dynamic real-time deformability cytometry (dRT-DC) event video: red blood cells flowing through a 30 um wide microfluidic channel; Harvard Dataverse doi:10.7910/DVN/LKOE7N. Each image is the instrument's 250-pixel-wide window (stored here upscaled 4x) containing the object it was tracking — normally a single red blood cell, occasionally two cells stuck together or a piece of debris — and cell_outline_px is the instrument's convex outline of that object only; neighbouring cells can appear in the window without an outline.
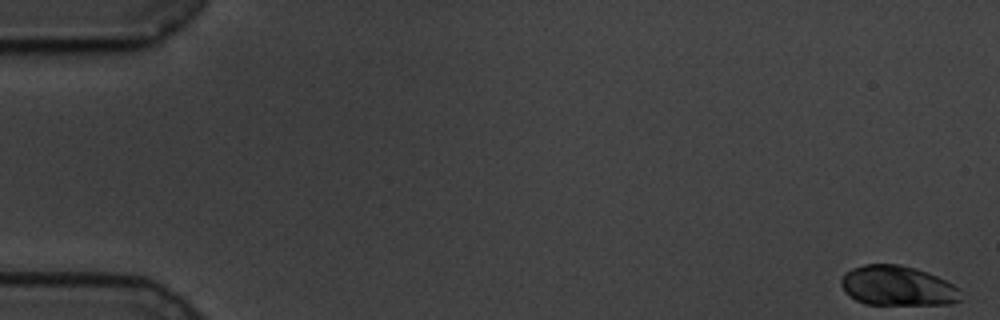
{"species": "common noctule bat (a hibernating species)", "species_latin": "Nyctalus noctula", "temperature_condition": "cold", "stored_images_in_passage": 59, "camera_frame_rate_fps": 3000, "um_per_image_px": 0.085, "animal": {"sex": "male", "body_mass_g": 19.5, "forearm_length_mm": 54.6}, "frame": {"image": 1, "passage_image": 1, "time_ms": 0.0, "image_size_px": [1000, 320], "cell_outline_px": [[960, 300], [948, 304], [864, 304], [848, 296], [844, 292], [840, 284], [840, 280], [844, 272], [852, 268], [864, 264], [900, 264], [916, 268], [936, 276], [960, 288]], "centroid_in_image_um": [76.23, 24.29], "position_along_channel_um": 8.8, "area_um2": 27.92}}
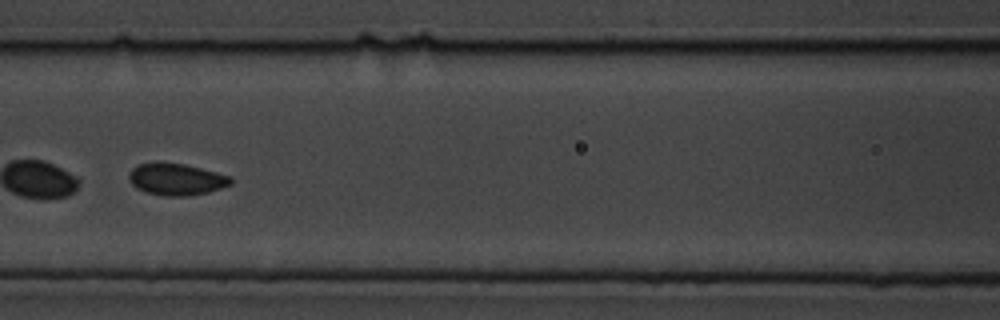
{"frame": {"image": 2, "passage_image": 27, "time_ms": 8.667, "image_size_px": [1000, 320], "cell_outline_px": [[232, 184], [208, 192], [188, 196], [164, 196], [148, 192], [136, 188], [128, 180], [128, 176], [132, 168], [140, 164], [184, 164], [216, 172], [228, 176], [232, 180]], "centroid_in_image_um": [14.98, 15.27], "position_along_channel_um": 151.6, "area_um2": 18.38}, "authors_computed_cell_mechanics": {"area_um2": 27.3394, "velocity_mm_per_s": 3.3843, "shape_relaxation_time_tau1_ms": 2.1447, "shape_relaxation_time_tau2_ms": 3.1827, "deformation_change_tau1": 0.0485, "deformation_change_tau2": 0.0483}}